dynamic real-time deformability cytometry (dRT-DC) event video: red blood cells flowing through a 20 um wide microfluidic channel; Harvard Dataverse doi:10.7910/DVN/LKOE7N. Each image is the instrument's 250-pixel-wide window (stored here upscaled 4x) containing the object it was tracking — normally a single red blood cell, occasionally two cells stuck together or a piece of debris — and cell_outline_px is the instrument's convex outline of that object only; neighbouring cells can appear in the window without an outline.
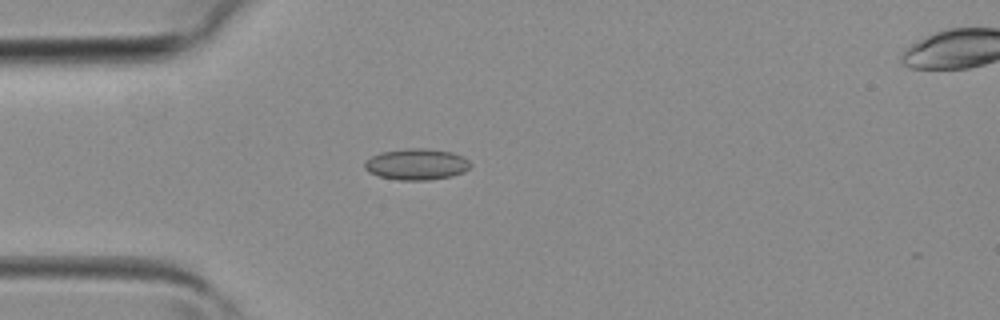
{"species": "common noctule bat (a hibernating species)", "species_latin": "Nyctalus noctula", "temperature_condition": "room temperature", "stored_images_in_passage": 4, "segment_of_instrument_passage": [1, 2], "camera_frame_rate_fps": 3000, "um_per_image_px": 0.085, "animal": {"sex": "female", "body_mass_g": 19.3, "forearm_length_mm": 54.1}, "frame": {"image": 1, "passage_image": 2, "time_ms": 0.333, "image_size_px": [1000, 320], "cell_outline_px": [[472, 164], [464, 172], [452, 176], [428, 180], [396, 180], [380, 176], [368, 172], [364, 168], [364, 160], [380, 152], [408, 148], [424, 148], [452, 152], [468, 160]], "centroid_in_image_um": [35.38, 13.96], "position_along_channel_um": 49.6, "area_um2": 19.31}}